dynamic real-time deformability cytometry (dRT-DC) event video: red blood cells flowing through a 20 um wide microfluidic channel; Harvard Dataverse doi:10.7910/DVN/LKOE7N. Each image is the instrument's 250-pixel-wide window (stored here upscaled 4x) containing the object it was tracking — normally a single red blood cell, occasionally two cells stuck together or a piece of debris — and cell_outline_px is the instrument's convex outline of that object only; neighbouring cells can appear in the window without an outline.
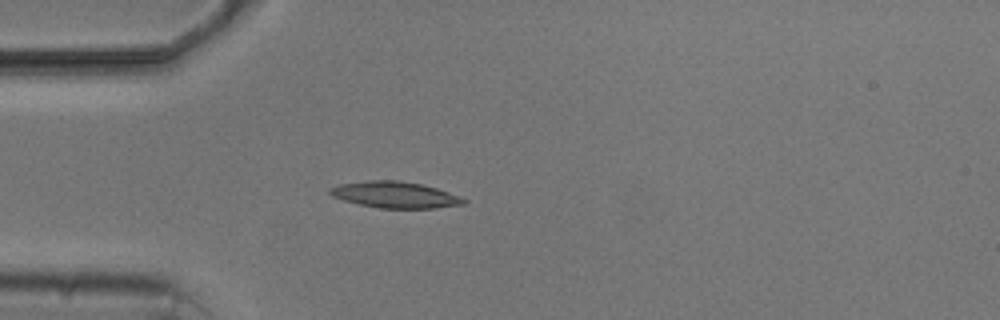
{"species": "common noctule bat (a hibernating species)", "species_latin": "Nyctalus noctula", "temperature_condition": "cold", "stored_images_in_passage": 4, "camera_frame_rate_fps": 3000, "um_per_image_px": 0.085, "animal": {"sex": "male", "body_mass_g": 20.5, "forearm_length_mm": 52.5}, "frame": {"image": 1, "passage_image": 4, "time_ms": 4.333, "image_size_px": [1000, 320], "cell_outline_px": [[468, 204], [436, 208], [380, 208], [360, 204], [344, 200], [332, 196], [328, 192], [328, 188], [340, 184], [368, 180], [396, 180], [424, 184], [460, 196], [468, 200]], "centroid_in_image_um": [33.62, 16.55], "position_along_channel_um": 51.4, "area_um2": 20.63}}